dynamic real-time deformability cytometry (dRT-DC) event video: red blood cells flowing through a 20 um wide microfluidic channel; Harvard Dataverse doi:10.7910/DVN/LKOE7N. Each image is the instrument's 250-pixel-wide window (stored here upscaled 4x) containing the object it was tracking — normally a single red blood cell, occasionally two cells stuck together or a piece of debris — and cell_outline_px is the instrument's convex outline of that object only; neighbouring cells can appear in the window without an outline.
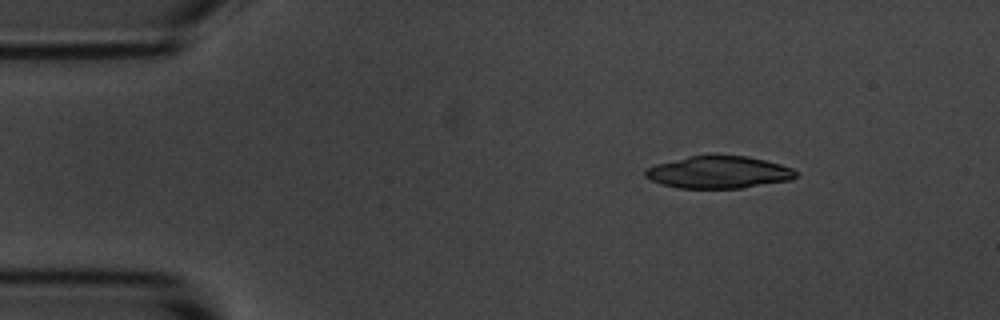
{"species": "common noctule bat (a hibernating species)", "species_latin": "Nyctalus noctula", "temperature_condition": "room temperature", "stored_images_in_passage": 3, "camera_frame_rate_fps": 3000, "um_per_image_px": 0.085, "animal": {"sex": "male", "body_mass_g": 20.1, "forearm_length_mm": 53.5}, "frame": {"image": 1, "passage_image": 1, "time_ms": 0.0, "image_size_px": [1000, 320], "cell_outline_px": [[800, 172], [792, 180], [740, 188], [680, 188], [664, 184], [652, 180], [644, 176], [644, 172], [648, 168], [656, 164], [688, 156], [748, 156], [780, 164], [792, 168]], "centroid_in_image_um": [61.13, 14.64], "position_along_channel_um": 23.9, "area_um2": 28.03}}